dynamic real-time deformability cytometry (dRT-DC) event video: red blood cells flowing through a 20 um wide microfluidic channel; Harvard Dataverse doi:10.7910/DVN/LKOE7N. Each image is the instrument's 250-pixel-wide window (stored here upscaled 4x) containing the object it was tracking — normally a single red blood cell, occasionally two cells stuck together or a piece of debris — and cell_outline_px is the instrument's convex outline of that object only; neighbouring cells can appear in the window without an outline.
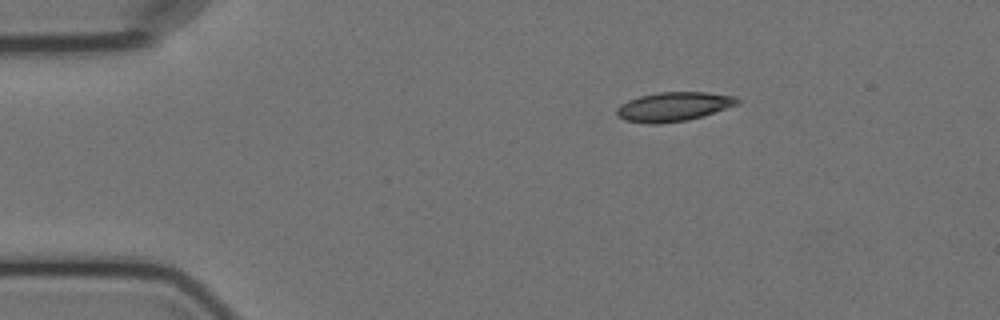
{"species": "Egyptian fruit bat (a non-hibernating species)", "species_latin": "Rousettus aegyptiacus", "temperature_condition": "cold", "stored_images_in_passage": 4, "segment_of_instrument_passage": [1, 2], "camera_frame_rate_fps": 3000, "um_per_image_px": 0.085, "animal": {"sex": "female"}, "frame": {"image": 1, "passage_image": 1, "time_ms": 0.0, "image_size_px": [1000, 320], "cell_outline_px": [[740, 104], [704, 116], [688, 120], [656, 124], [652, 124], [624, 120], [616, 116], [616, 108], [620, 104], [628, 100], [640, 96], [660, 92], [708, 92], [736, 96], [740, 100]], "centroid_in_image_um": [57.28, 9.06], "position_along_channel_um": 27.7, "area_um2": 20.75}}